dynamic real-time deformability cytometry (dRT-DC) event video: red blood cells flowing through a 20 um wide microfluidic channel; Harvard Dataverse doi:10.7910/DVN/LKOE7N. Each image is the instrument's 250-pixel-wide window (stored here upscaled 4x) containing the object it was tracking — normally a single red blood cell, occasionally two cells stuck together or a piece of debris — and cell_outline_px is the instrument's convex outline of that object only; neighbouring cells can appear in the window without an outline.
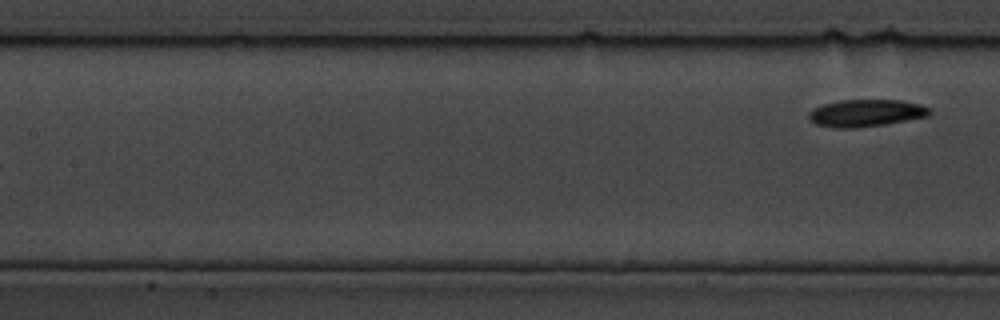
{"species": "common noctule bat (a hibernating species)", "species_latin": "Nyctalus noctula", "temperature_condition": "cold", "stored_images_in_passage": 14, "segment_of_instrument_passage": [2, 2], "camera_frame_rate_fps": 3000, "um_per_image_px": 0.085, "animal": {"sex": "male", "body_mass_g": 19.5, "forearm_length_mm": 54.6}, "frame": {"image": 1, "passage_image": 14, "time_ms": 4.333, "image_size_px": [1000, 320], "cell_outline_px": [[932, 112], [928, 116], [884, 124], [852, 128], [836, 128], [816, 124], [808, 116], [808, 112], [812, 108], [824, 104], [840, 100], [900, 100], [920, 104], [928, 108]], "centroid_in_image_um": [73.59, 9.6], "position_along_channel_um": 133.8, "area_um2": 18.96}}